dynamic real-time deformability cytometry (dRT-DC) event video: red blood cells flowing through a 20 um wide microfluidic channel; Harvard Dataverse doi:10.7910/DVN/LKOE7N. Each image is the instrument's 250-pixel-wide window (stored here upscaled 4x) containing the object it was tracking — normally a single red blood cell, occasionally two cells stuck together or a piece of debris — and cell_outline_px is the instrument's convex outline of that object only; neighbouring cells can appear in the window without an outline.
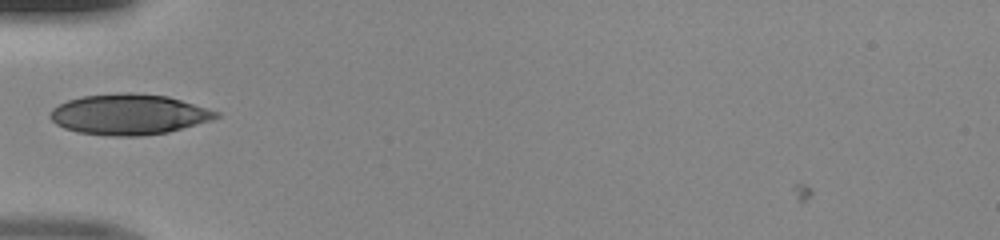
{"species": "human", "species_latin": "Homo sapiens", "temperature_condition": "room temperature", "stored_images_in_passage": 32, "camera_frame_rate_fps": 3000, "um_per_image_px": 0.085, "donor": {"sex": "male"}, "frame": {"image": 1, "passage_image": 1, "time_ms": 0.0, "image_size_px": [1000, 240], "cell_outline_px": [[220, 116], [212, 120], [168, 132], [140, 136], [112, 136], [76, 132], [64, 128], [56, 124], [48, 116], [52, 108], [68, 100], [84, 96], [124, 92], [132, 92], [168, 96], [220, 112]], "centroid_in_image_um": [10.95, 9.72], "position_along_channel_um": 74.1, "area_um2": 39.25}}
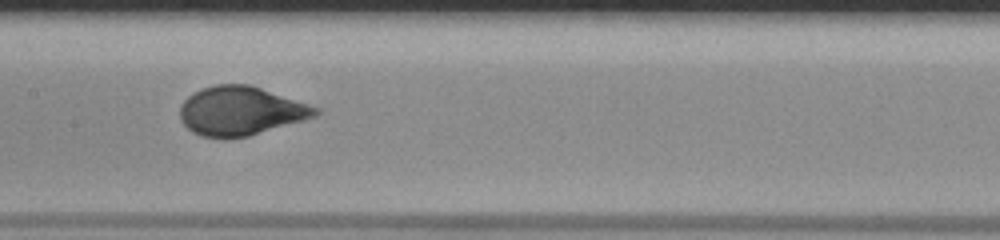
{"frame": {"image": 2, "passage_image": 9, "time_ms": 2.667, "image_size_px": [1000, 240], "cell_outline_px": [[320, 112], [316, 116], [304, 120], [248, 136], [224, 140], [200, 136], [192, 132], [180, 120], [180, 104], [192, 92], [216, 84], [248, 84], [320, 108]], "centroid_in_image_um": [20.41, 9.45], "position_along_channel_um": 187.0, "area_um2": 38.73}}
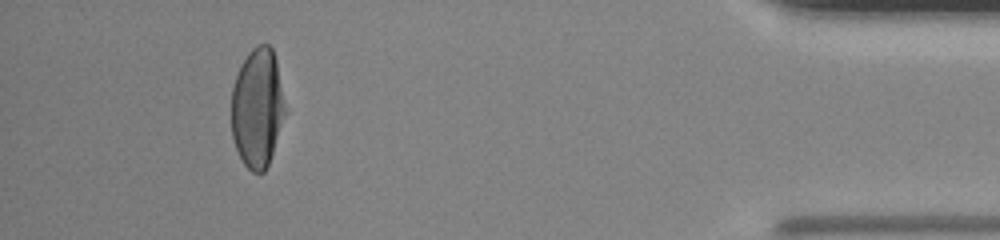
{"frame": {"image": 3, "passage_image": 29, "time_ms": 9.333, "image_size_px": [1000, 240], "cell_outline_px": [[288, 112], [268, 164], [264, 172], [252, 172], [244, 164], [236, 148], [232, 136], [232, 88], [240, 64], [248, 52], [256, 44], [268, 44], [272, 48], [276, 60]], "centroid_in_image_um": [21.91, 9.15], "position_along_channel_um": 413.3, "area_um2": 37.86}}